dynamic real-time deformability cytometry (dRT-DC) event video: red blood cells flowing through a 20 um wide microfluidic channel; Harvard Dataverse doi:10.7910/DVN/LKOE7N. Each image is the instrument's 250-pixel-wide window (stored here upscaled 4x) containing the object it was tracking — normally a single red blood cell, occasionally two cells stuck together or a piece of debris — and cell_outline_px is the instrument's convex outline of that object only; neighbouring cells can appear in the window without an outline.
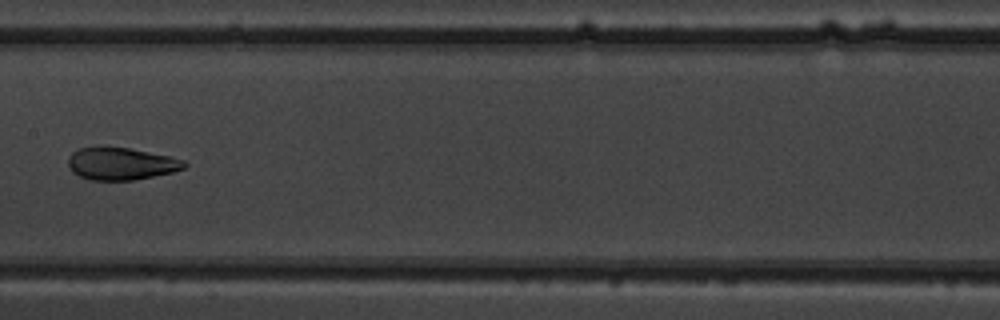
{"species": "common noctule bat (a hibernating species)", "species_latin": "Nyctalus noctula", "temperature_condition": "warm", "stored_images_in_passage": 8, "camera_frame_rate_fps": 3000, "um_per_image_px": 0.085, "animal": {"sex": "male", "body_mass_g": 19.5, "forearm_length_mm": 54.6}, "frame": {"image": 1, "passage_image": 8, "time_ms": 8.0, "image_size_px": [1000, 320], "cell_outline_px": [[188, 164], [184, 168], [172, 172], [132, 180], [88, 180], [72, 172], [68, 168], [68, 156], [76, 148], [108, 144], [168, 156], [184, 160]], "centroid_in_image_um": [10.2, 13.88], "position_along_channel_um": 197.2, "area_um2": 22.37}}